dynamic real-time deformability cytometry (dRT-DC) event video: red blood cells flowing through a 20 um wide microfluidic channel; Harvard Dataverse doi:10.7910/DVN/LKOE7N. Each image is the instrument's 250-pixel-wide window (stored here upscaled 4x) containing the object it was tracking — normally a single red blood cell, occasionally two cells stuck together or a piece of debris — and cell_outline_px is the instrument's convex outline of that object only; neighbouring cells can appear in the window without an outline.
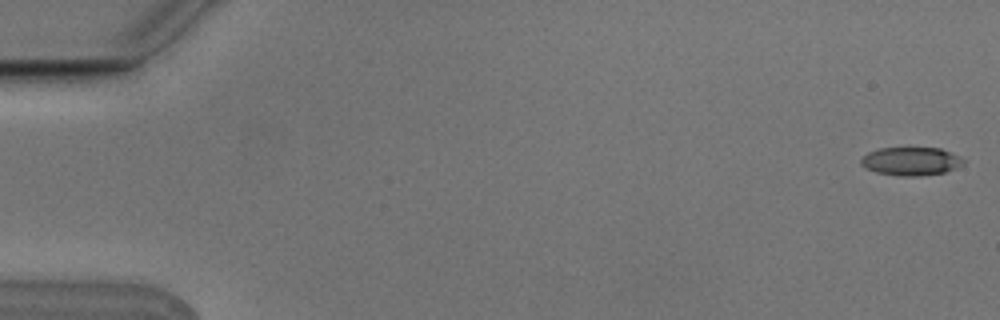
{"species": "Egyptian fruit bat (a non-hibernating species)", "species_latin": "Rousettus aegyptiacus", "temperature_condition": "cold", "stored_images_in_passage": 6, "camera_frame_rate_fps": 3000, "um_per_image_px": 0.085, "animal": {"sex": "male"}, "frame": {"image": 1, "passage_image": 1, "time_ms": 0.0, "image_size_px": [1000, 320], "cell_outline_px": [[964, 164], [944, 172], [920, 176], [900, 176], [876, 172], [864, 168], [860, 164], [860, 160], [868, 152], [880, 148], [940, 148], [960, 156], [964, 160]], "centroid_in_image_um": [77.41, 13.71], "position_along_channel_um": 7.6, "area_um2": 16.88}}